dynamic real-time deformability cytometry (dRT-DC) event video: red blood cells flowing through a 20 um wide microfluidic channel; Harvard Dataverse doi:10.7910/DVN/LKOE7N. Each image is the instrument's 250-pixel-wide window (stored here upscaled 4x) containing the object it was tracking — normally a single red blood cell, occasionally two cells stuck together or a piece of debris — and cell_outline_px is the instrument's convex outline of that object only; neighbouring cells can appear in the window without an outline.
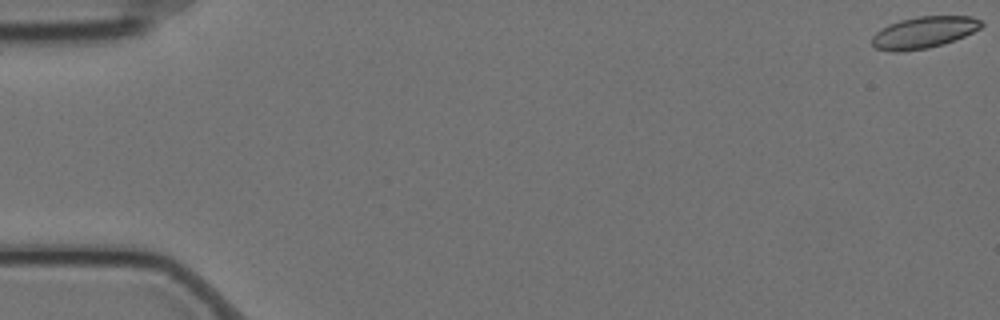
{"species": "Egyptian fruit bat (a non-hibernating species)", "species_latin": "Rousettus aegyptiacus", "temperature_condition": "cold", "stored_images_in_passage": 58, "camera_frame_rate_fps": 3000, "um_per_image_px": 0.085, "animal": {"sex": "female"}, "frame": {"image": 1, "passage_image": 1, "time_ms": 0.0, "image_size_px": [1000, 320], "cell_outline_px": [[984, 24], [980, 28], [964, 36], [928, 48], [900, 52], [892, 52], [876, 48], [872, 44], [872, 36], [880, 28], [888, 24], [900, 20], [916, 16], [972, 16], [984, 20]], "centroid_in_image_um": [78.51, 2.74], "position_along_channel_um": 6.5, "area_um2": 20.23}}
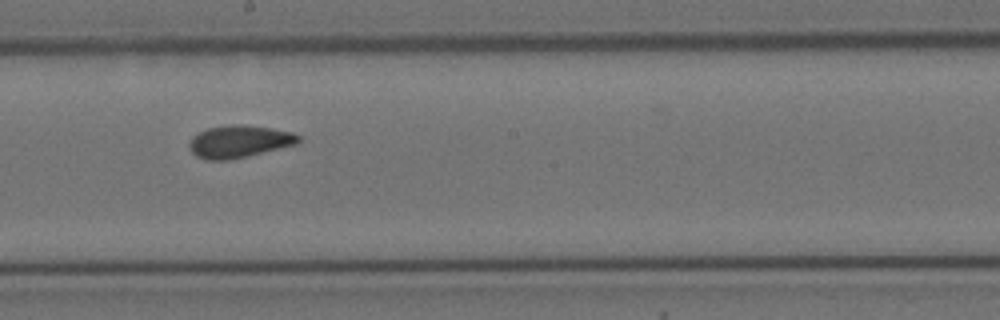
{"frame": {"image": 2, "passage_image": 33, "time_ms": 10.667, "image_size_px": [1000, 320], "cell_outline_px": [[300, 140], [296, 144], [248, 156], [228, 160], [208, 160], [196, 156], [188, 148], [188, 144], [192, 136], [208, 128], [232, 124], [244, 124], [292, 132], [300, 136]], "centroid_in_image_um": [20.3, 12.03], "position_along_channel_um": 227.9, "area_um2": 20.52}}
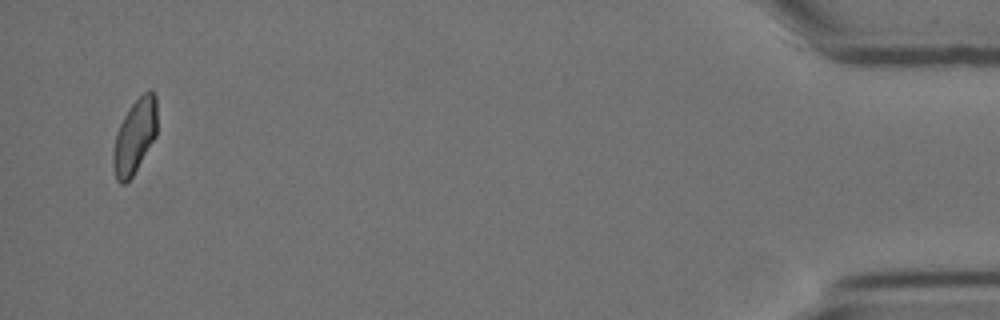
{"frame": {"image": 3, "passage_image": 57, "time_ms": 18.667, "image_size_px": [1000, 320], "cell_outline_px": [[156, 136], [132, 176], [124, 184], [120, 184], [116, 180], [112, 164], [112, 152], [116, 132], [128, 108], [148, 88], [152, 88], [156, 96]], "centroid_in_image_um": [11.44, 11.57], "position_along_channel_um": 423.8, "area_um2": 19.13}}